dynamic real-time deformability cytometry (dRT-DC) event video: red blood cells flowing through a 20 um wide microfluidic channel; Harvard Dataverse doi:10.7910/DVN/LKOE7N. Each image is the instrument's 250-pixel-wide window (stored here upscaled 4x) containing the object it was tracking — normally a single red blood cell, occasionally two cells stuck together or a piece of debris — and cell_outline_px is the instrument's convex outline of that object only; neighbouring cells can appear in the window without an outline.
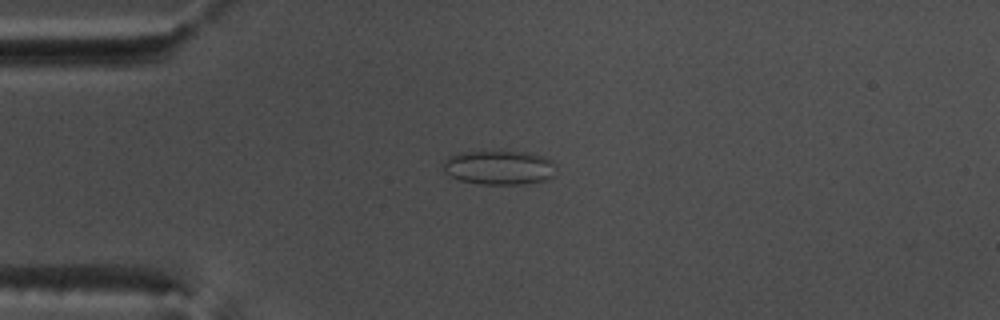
{"species": "common noctule bat (a hibernating species)", "species_latin": "Nyctalus noctula", "temperature_condition": "warm", "stored_images_in_passage": 54, "camera_frame_rate_fps": 3000, "um_per_image_px": 0.085, "animal": {"sex": "male", "body_mass_g": 17.5, "forearm_length_mm": 52.3}, "frame": {"image": 1, "passage_image": 14, "time_ms": 4.333, "image_size_px": [1000, 320], "cell_outline_px": [[556, 176], [548, 180], [524, 184], [480, 184], [460, 180], [448, 176], [444, 172], [444, 160], [448, 156], [464, 152], [528, 152], [544, 156], [552, 160], [556, 164]], "centroid_in_image_um": [42.49, 14.25], "position_along_channel_um": 42.5, "area_um2": 22.83}}
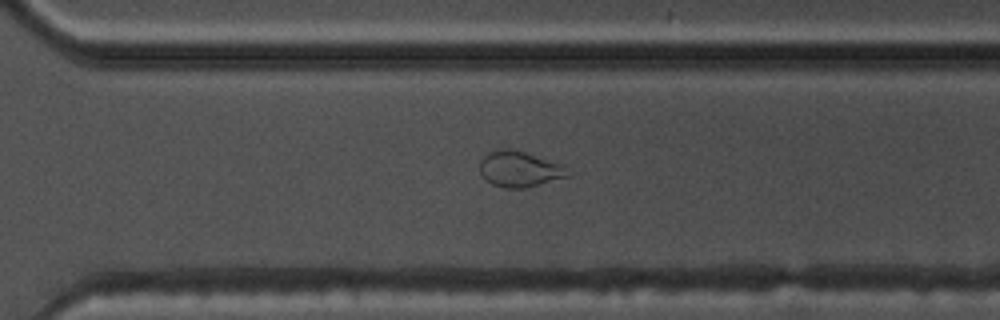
{"frame": {"image": 2, "passage_image": 38, "time_ms": 12.333, "image_size_px": [1000, 320], "cell_outline_px": [[572, 176], [524, 188], [504, 188], [492, 184], [480, 172], [480, 160], [488, 152], [504, 148], [512, 148], [568, 164]], "centroid_in_image_um": [44.27, 14.35], "position_along_channel_um": 326.3, "area_um2": 18.9}}
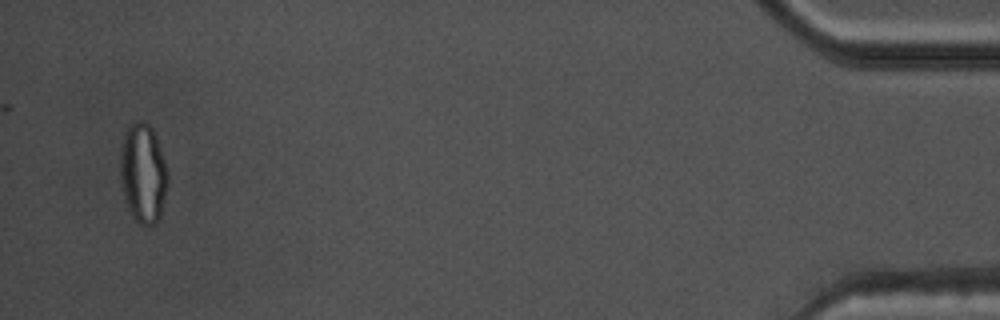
{"frame": {"image": 3, "passage_image": 52, "time_ms": 17.0, "image_size_px": [1000, 320], "cell_outline_px": [[168, 184], [160, 216], [152, 224], [140, 224], [132, 216], [128, 208], [124, 196], [120, 180], [120, 148], [124, 136], [128, 128], [136, 120], [144, 120], [152, 128], [164, 160], [168, 172]], "centroid_in_image_um": [12.15, 14.71], "position_along_channel_um": 423.1, "area_um2": 27.34}, "authors_computed_cell_mechanics": {"area_um2": 22.8599, "velocity_mm_per_s": 3.8284, "shape_relaxation_time_tau1_ms": null, "shape_relaxation_time_tau2_ms": 0.5851, "deformation_change_tau1": null, "deformation_change_tau2": 0.052}}